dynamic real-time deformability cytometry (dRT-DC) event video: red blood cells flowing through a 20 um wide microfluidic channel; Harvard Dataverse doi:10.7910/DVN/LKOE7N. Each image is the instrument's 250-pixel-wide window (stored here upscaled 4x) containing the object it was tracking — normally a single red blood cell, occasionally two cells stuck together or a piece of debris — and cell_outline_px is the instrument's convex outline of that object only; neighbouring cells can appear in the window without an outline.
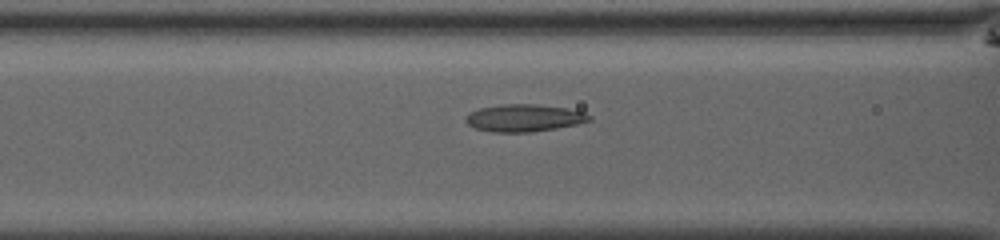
{"species": "common noctule bat (a hibernating species)", "species_latin": "Nyctalus noctula", "temperature_condition": "room temperature", "stored_images_in_passage": 51, "camera_frame_rate_fps": 3000, "um_per_image_px": 0.085, "animal": {"sex": "male", "body_mass_g": 13.0, "forearm_length_mm": 53.1}, "frame": {"image": 1, "passage_image": 23, "time_ms": 7.333, "image_size_px": [1000, 240], "cell_outline_px": [[592, 120], [576, 124], [556, 128], [532, 132], [492, 132], [476, 128], [468, 124], [464, 120], [464, 116], [480, 108], [500, 104], [536, 104], [568, 108], [584, 112], [592, 116]], "centroid_in_image_um": [44.56, 10.02], "position_along_channel_um": 122.0, "area_um2": 19.71}}
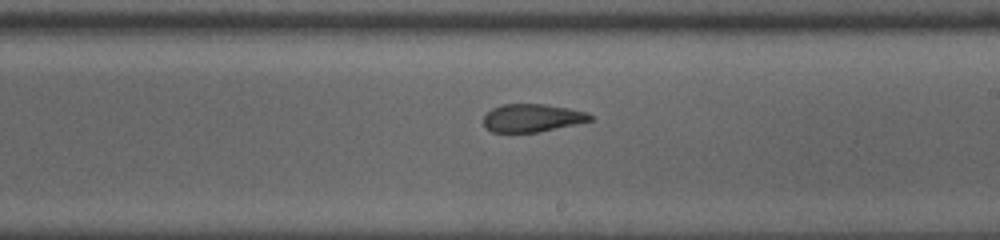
{"frame": {"image": 2, "passage_image": 32, "time_ms": 10.333, "image_size_px": [1000, 240], "cell_outline_px": [[592, 120], [576, 124], [536, 132], [492, 132], [484, 128], [484, 116], [492, 108], [504, 104], [544, 104], [568, 108], [588, 112], [592, 116]], "centroid_in_image_um": [45.22, 10.02], "position_along_channel_um": 243.8, "area_um2": 17.28}}
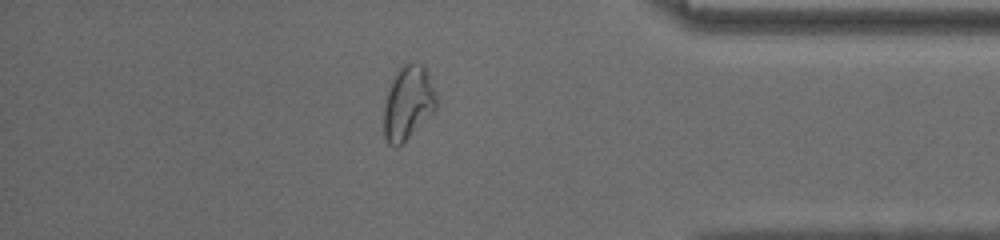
{"frame": {"image": 3, "passage_image": 45, "time_ms": 14.667, "image_size_px": [1000, 240], "cell_outline_px": [[436, 108], [404, 144], [396, 148], [388, 144], [384, 136], [384, 104], [392, 80], [400, 64], [412, 60], [416, 60], [424, 64], [428, 72], [436, 96]], "centroid_in_image_um": [34.67, 8.72], "position_along_channel_um": 400.5, "area_um2": 23.06}, "authors_computed_cell_mechanics": {"area_um2": 20.519, "velocity_mm_per_s": 4.051, "shape_relaxation_time_tau1_ms": null, "shape_relaxation_time_tau2_ms": 1.3949, "deformation_change_tau1": null, "deformation_change_tau2": 0.0773}}